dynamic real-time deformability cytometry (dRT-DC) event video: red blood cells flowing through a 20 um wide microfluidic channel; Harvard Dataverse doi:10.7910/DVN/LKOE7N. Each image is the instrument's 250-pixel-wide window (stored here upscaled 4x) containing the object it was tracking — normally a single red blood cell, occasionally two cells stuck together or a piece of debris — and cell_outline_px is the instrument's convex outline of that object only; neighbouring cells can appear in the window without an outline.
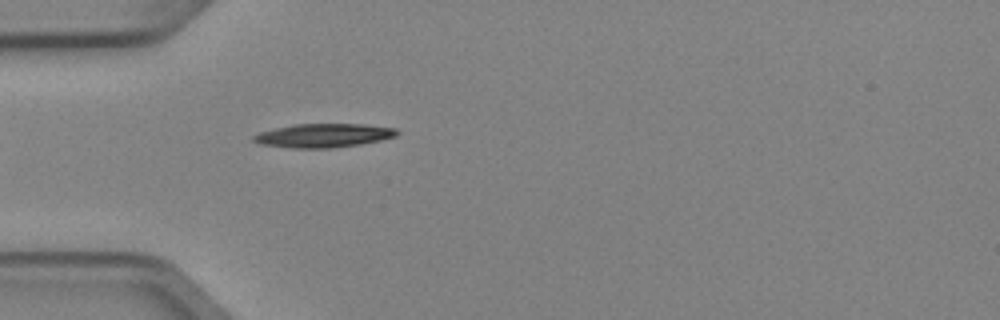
{"species": "Egyptian fruit bat (a non-hibernating species)", "species_latin": "Rousettus aegyptiacus", "temperature_condition": "cold", "stored_images_in_passage": 5, "camera_frame_rate_fps": 3000, "um_per_image_px": 0.085, "animal": {"sex": "female"}, "frame": {"image": 1, "passage_image": 5, "time_ms": 1.333, "image_size_px": [1000, 320], "cell_outline_px": [[400, 132], [396, 136], [380, 140], [360, 144], [332, 148], [292, 148], [260, 144], [252, 140], [252, 136], [260, 132], [292, 124], [364, 124], [396, 128]], "centroid_in_image_um": [27.5, 11.51], "position_along_channel_um": 57.5, "area_um2": 19.88}}